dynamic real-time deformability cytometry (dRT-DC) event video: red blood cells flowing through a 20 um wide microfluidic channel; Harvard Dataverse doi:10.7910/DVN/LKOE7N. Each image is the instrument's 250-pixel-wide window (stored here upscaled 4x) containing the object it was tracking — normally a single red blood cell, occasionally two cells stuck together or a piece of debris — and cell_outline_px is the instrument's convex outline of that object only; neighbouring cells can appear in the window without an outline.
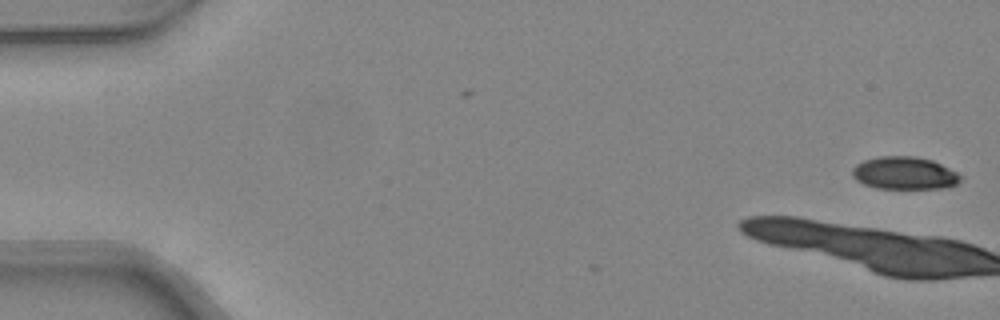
{"species": "common noctule bat (a hibernating species)", "species_latin": "Nyctalus noctula", "temperature_condition": "warm", "stored_images_in_passage": 4, "camera_frame_rate_fps": 3000, "um_per_image_px": 0.085, "animal": {"sex": "female", "body_mass_g": 24.6, "forearm_length_mm": 56.2}, "frame": {"image": 1, "passage_image": 1, "time_ms": 0.0, "image_size_px": [1000, 320], "cell_outline_px": [[964, 176], [956, 184], [940, 188], [876, 188], [864, 184], [856, 180], [852, 176], [852, 168], [856, 164], [864, 160], [880, 156], [916, 156], [932, 160]], "centroid_in_image_um": [76.85, 14.71], "position_along_channel_um": 8.1, "area_um2": 20.52}}